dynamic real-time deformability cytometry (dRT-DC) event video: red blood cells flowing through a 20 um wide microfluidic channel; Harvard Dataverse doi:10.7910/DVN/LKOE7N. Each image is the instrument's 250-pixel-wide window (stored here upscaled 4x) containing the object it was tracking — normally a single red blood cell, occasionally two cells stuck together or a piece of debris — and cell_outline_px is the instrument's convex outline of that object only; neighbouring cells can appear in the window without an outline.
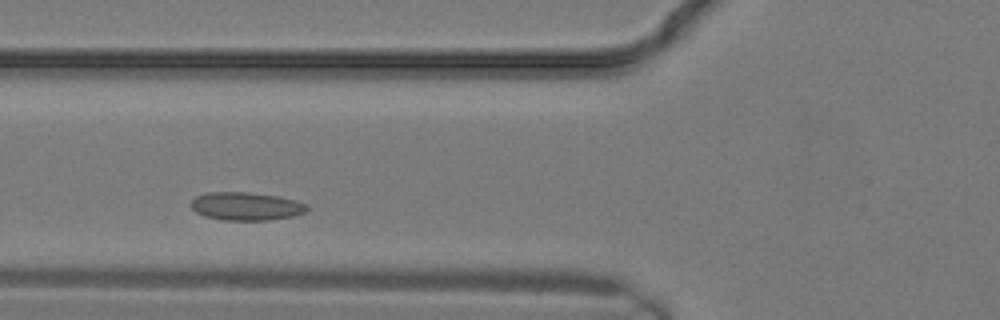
{"species": "common noctule bat (a hibernating species)", "species_latin": "Nyctalus noctula", "temperature_condition": "warm", "stored_images_in_passage": 7, "camera_frame_rate_fps": 3000, "um_per_image_px": 0.085, "animal": {"sex": "male", "body_mass_g": 19.2, "forearm_length_mm": 51.8}, "frame": {"image": 1, "passage_image": 4, "time_ms": 1.0, "image_size_px": [1000, 320], "cell_outline_px": [[308, 208], [304, 212], [292, 216], [268, 220], [224, 220], [204, 216], [196, 212], [188, 204], [196, 196], [208, 192], [248, 192], [276, 196], [296, 200], [308, 204]], "centroid_in_image_um": [20.89, 17.53], "position_along_channel_um": 104.9, "area_um2": 19.02}}
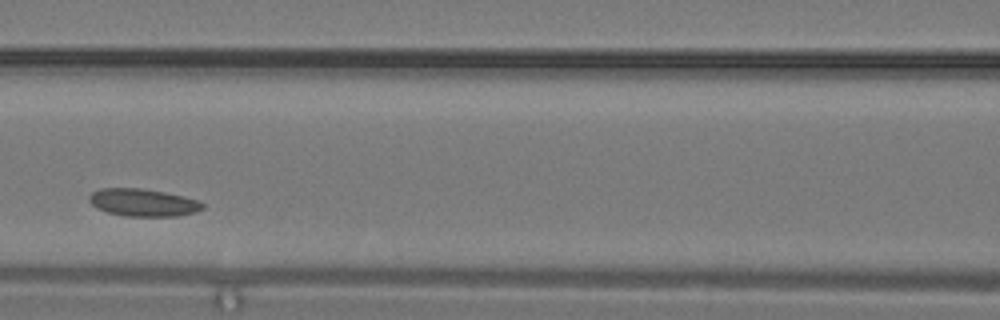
{"frame": {"image": 2, "passage_image": 6, "time_ms": 1.667, "image_size_px": [1000, 320], "cell_outline_px": [[204, 208], [196, 212], [176, 216], [124, 216], [108, 212], [96, 208], [88, 200], [88, 196], [92, 192], [100, 188], [140, 188], [164, 192], [184, 196], [200, 200], [204, 204]], "centroid_in_image_um": [12.17, 17.21], "position_along_channel_um": 154.4, "area_um2": 18.32}}